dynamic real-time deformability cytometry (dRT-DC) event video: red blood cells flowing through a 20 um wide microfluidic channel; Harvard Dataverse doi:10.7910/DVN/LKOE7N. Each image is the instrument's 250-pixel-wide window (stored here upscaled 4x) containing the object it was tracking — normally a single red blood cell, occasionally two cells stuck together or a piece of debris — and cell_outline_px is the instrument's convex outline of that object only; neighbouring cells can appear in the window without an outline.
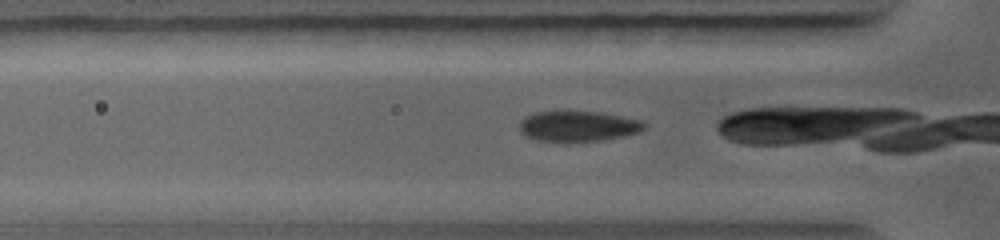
{"species": "common noctule bat (a hibernating species)", "species_latin": "Nyctalus noctula", "temperature_condition": "warm", "stored_images_in_passage": 11, "camera_frame_rate_fps": 5000, "um_per_image_px": 0.085, "animal": {"sex": "female", "body_mass_g": 19.0, "forearm_length_mm": 56.7}, "frame": {"image": 1, "passage_image": 2, "time_ms": 0.4, "image_size_px": [1000, 240], "cell_outline_px": [[644, 128], [640, 132], [624, 136], [604, 140], [564, 144], [536, 140], [524, 136], [520, 132], [520, 120], [524, 116], [536, 112], [600, 112], [644, 120]], "centroid_in_image_um": [49.11, 10.77], "position_along_channel_um": 76.7, "area_um2": 22.83}}